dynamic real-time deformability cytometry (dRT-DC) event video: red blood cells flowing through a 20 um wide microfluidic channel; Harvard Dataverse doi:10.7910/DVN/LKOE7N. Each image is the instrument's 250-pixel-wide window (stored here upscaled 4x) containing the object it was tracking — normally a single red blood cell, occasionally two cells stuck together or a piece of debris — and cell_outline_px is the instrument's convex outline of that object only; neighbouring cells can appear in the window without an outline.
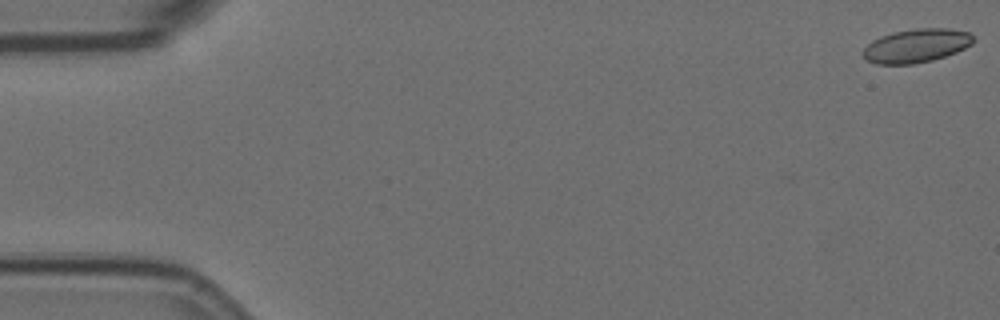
{"species": "Egyptian fruit bat (a non-hibernating species)", "species_latin": "Rousettus aegyptiacus", "temperature_condition": "room temperature", "stored_images_in_passage": 55, "camera_frame_rate_fps": 3000, "um_per_image_px": 0.085, "animal": {"sex": "female"}, "frame": {"image": 1, "passage_image": 1, "time_ms": 0.0, "image_size_px": [1000, 320], "cell_outline_px": [[972, 44], [956, 52], [932, 60], [912, 64], [876, 64], [864, 60], [860, 52], [872, 40], [880, 36], [892, 32], [916, 28], [948, 28], [968, 32], [972, 36]], "centroid_in_image_um": [77.81, 3.89], "position_along_channel_um": 7.2, "area_um2": 21.73}}
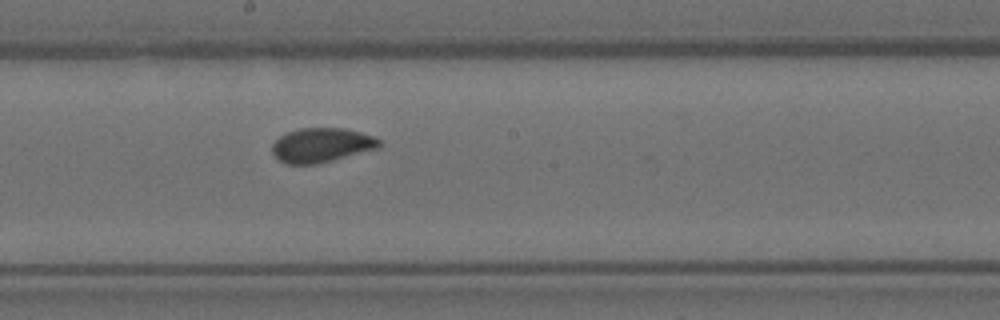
{"frame": {"image": 2, "passage_image": 31, "time_ms": 10.0, "image_size_px": [1000, 320], "cell_outline_px": [[380, 148], [316, 164], [288, 164], [280, 160], [272, 152], [272, 144], [280, 136], [288, 132], [300, 128], [344, 128], [360, 132], [372, 136], [380, 140]], "centroid_in_image_um": [27.34, 12.33], "position_along_channel_um": 220.9, "area_um2": 21.27}}
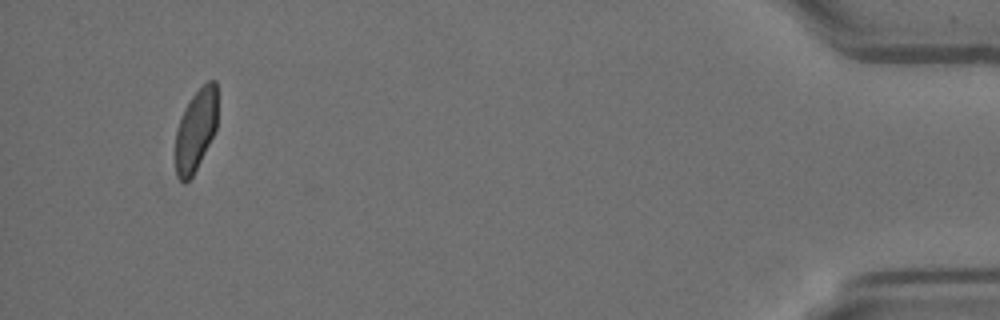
{"frame": {"image": 3, "passage_image": 54, "time_ms": 17.667, "image_size_px": [1000, 320], "cell_outline_px": [[216, 128], [192, 176], [184, 184], [176, 176], [176, 128], [184, 108], [192, 96], [208, 80], [216, 80]], "centroid_in_image_um": [16.62, 11.05], "position_along_channel_um": 418.6, "area_um2": 19.65}}